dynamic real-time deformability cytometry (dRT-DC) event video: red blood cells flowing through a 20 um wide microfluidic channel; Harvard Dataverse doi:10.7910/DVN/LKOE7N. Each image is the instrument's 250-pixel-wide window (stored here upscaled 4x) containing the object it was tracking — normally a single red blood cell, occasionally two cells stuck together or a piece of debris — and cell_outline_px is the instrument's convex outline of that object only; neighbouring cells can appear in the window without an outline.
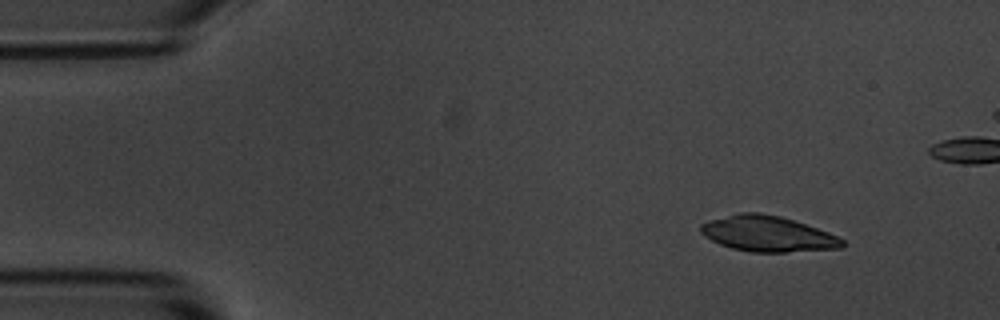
{"species": "common noctule bat (a hibernating species)", "species_latin": "Nyctalus noctula", "temperature_condition": "room temperature", "stored_images_in_passage": 50, "camera_frame_rate_fps": 3000, "um_per_image_px": 0.085, "animal": {"sex": "male", "body_mass_g": 20.1, "forearm_length_mm": 53.5}, "frame": {"image": 1, "passage_image": 1, "time_ms": 0.0, "image_size_px": [1000, 320], "cell_outline_px": [[844, 248], [784, 252], [752, 252], [732, 248], [720, 244], [704, 236], [700, 232], [700, 224], [708, 220], [740, 212], [760, 212], [780, 216], [828, 232], [844, 240]], "centroid_in_image_um": [65.23, 19.87], "position_along_channel_um": 19.8, "area_um2": 29.3}}